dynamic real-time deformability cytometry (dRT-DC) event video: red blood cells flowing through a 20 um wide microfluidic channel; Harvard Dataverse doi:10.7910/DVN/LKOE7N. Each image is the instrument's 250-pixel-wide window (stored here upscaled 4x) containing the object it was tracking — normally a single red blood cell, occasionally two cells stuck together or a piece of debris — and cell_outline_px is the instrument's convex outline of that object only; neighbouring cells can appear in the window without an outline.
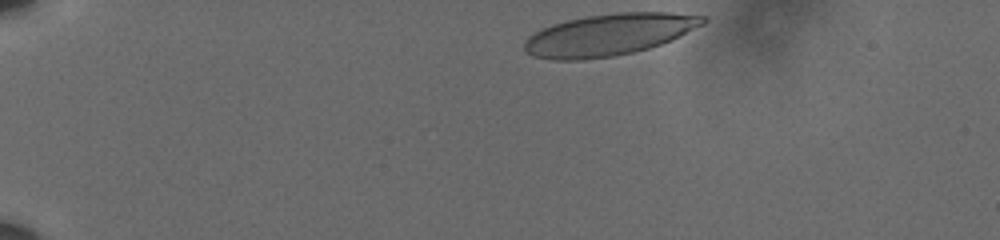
{"species": "human", "species_latin": "Homo sapiens", "temperature_condition": "cold", "stored_images_in_passage": 41, "camera_frame_rate_fps": 3000, "um_per_image_px": 0.085, "donor": {"sex": "male"}, "frame": {"image": 1, "passage_image": 1, "time_ms": 0.0, "image_size_px": [1000, 240], "cell_outline_px": [[708, 20], [704, 24], [672, 40], [648, 48], [632, 52], [612, 56], [580, 60], [552, 60], [532, 56], [524, 48], [524, 40], [528, 36], [552, 24], [584, 16], [616, 12], [668, 12], [704, 16]], "centroid_in_image_um": [51.76, 2.94], "position_along_channel_um": 33.2, "area_um2": 43.35}}
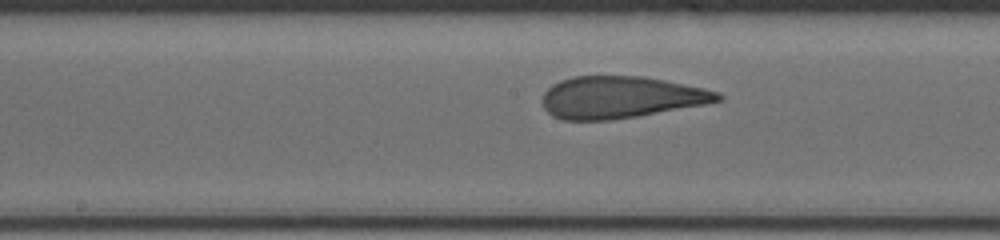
{"frame": {"image": 2, "passage_image": 22, "time_ms": 7.0, "image_size_px": [1000, 240], "cell_outline_px": [[724, 96], [720, 100], [704, 104], [636, 116], [608, 120], [564, 120], [552, 116], [544, 108], [544, 92], [552, 84], [560, 80], [572, 76], [644, 76], [704, 88], [720, 92]], "centroid_in_image_um": [52.74, 8.26], "position_along_channel_um": 195.5, "area_um2": 42.6}}
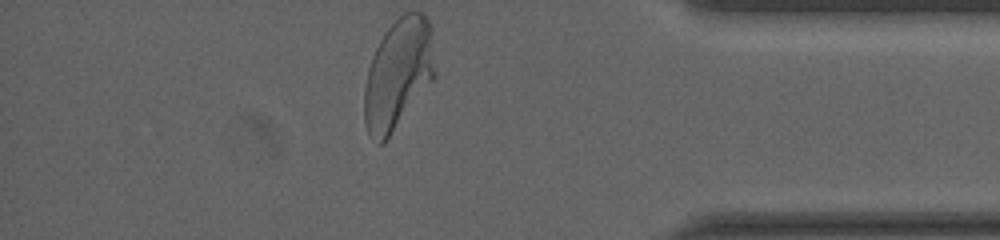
{"frame": {"image": 3, "passage_image": 41, "time_ms": 13.333, "image_size_px": [1000, 240], "cell_outline_px": [[436, 76], [384, 144], [376, 144], [368, 132], [364, 120], [364, 88], [368, 68], [372, 56], [384, 32], [404, 12], [424, 12], [432, 28], [436, 72]], "centroid_in_image_um": [33.86, 6.29], "position_along_channel_um": 401.3, "area_um2": 45.89}, "authors_computed_cell_mechanics": {"area_um2": 43.5812, "velocity_mm_per_s": 3.5929, "shape_relaxation_time_tau1_ms": 7.3226, "shape_relaxation_time_tau2_ms": 0.9596, "deformation_change_tau1": 0.2581, "deformation_change_tau2": 0.0953}}